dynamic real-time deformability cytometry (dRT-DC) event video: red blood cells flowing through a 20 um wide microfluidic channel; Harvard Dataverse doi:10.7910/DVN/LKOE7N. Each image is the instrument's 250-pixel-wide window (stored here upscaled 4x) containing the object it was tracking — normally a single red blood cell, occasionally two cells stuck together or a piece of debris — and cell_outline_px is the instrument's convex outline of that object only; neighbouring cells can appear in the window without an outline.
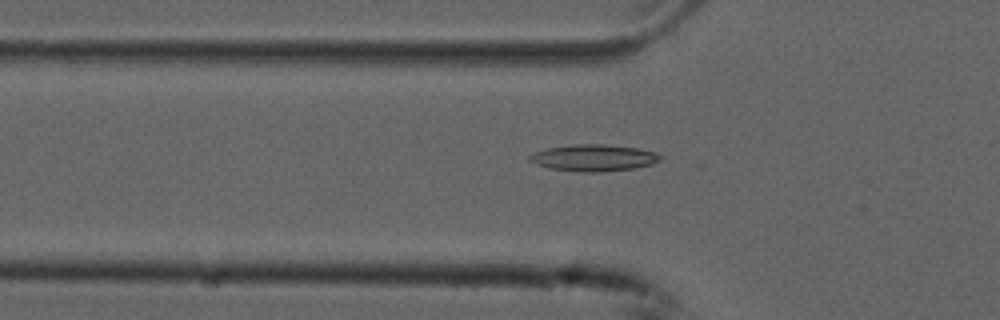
{"species": "common noctule bat (a hibernating species)", "species_latin": "Nyctalus noctula", "temperature_condition": "cold", "stored_images_in_passage": 54, "camera_frame_rate_fps": 3000, "um_per_image_px": 0.085, "animal": {"sex": "male", "forearm_length_mm": 52.5}, "frame": {"image": 1, "passage_image": 18, "time_ms": 5.667, "image_size_px": [1000, 320], "cell_outline_px": [[660, 160], [652, 164], [636, 168], [600, 172], [580, 172], [548, 168], [536, 164], [528, 160], [528, 156], [536, 152], [548, 148], [572, 144], [604, 144], [640, 148], [656, 152], [660, 156]], "centroid_in_image_um": [50.47, 13.41], "position_along_channel_um": 75.3, "area_um2": 20.4}}
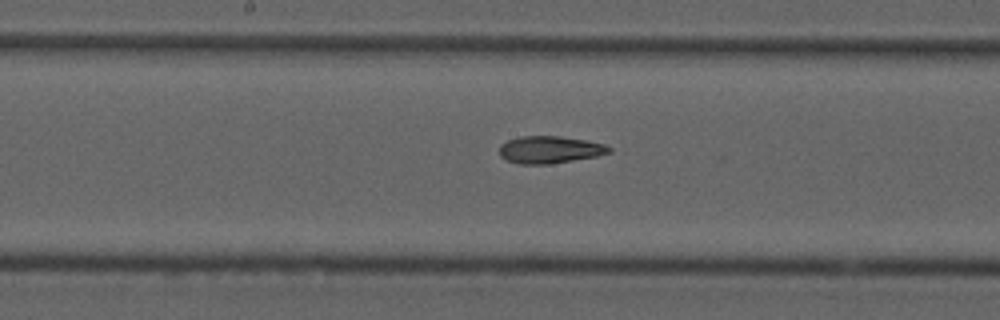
{"frame": {"image": 2, "passage_image": 28, "time_ms": 9.0, "image_size_px": [1000, 320], "cell_outline_px": [[612, 152], [596, 156], [552, 164], [516, 164], [500, 156], [500, 144], [508, 140], [520, 136], [560, 136], [588, 140], [604, 144], [612, 148]], "centroid_in_image_um": [46.74, 12.72], "position_along_channel_um": 201.5, "area_um2": 17.57}}
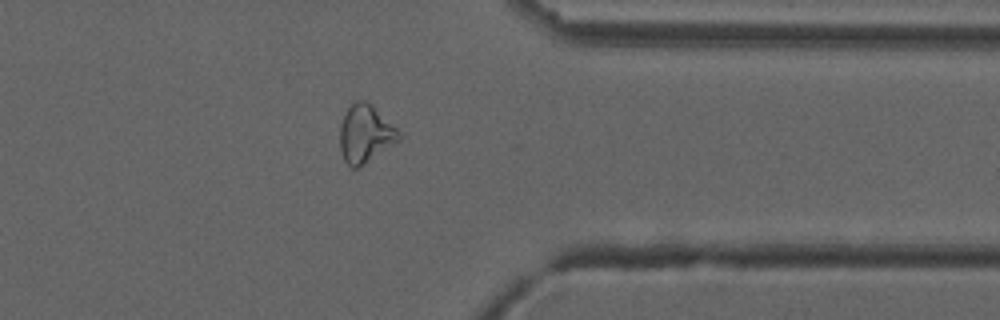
{"frame": {"image": 3, "passage_image": 43, "time_ms": 14.0, "image_size_px": [1000, 320], "cell_outline_px": [[400, 140], [356, 168], [352, 168], [344, 160], [340, 148], [340, 124], [348, 108], [356, 100], [364, 100], [372, 104], [400, 132]], "centroid_in_image_um": [31.04, 11.35], "position_along_channel_um": 380.4, "area_um2": 19.48}, "authors_computed_cell_mechanics": {"area_um2": 19.5364, "velocity_mm_per_s": 3.758, "shape_relaxation_time_tau1_ms": null, "shape_relaxation_time_tau2_ms": 5.9527, "deformation_change_tau1": null, "deformation_change_tau2": 0.166}}